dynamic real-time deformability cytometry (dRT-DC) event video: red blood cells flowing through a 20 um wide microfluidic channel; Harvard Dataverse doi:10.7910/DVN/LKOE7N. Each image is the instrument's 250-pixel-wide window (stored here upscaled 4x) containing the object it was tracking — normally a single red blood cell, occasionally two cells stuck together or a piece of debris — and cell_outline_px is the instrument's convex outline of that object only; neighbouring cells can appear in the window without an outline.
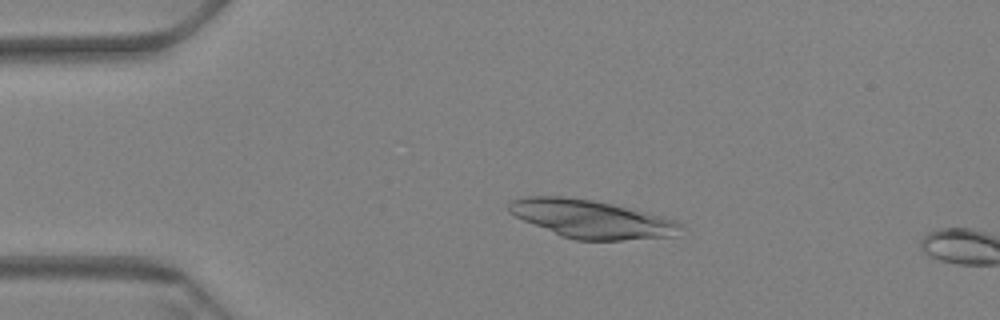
{"species": "Egyptian fruit bat (a non-hibernating species)", "species_latin": "Rousettus aegyptiacus", "temperature_condition": "warm", "stored_images_in_passage": 16, "camera_frame_rate_fps": 3000, "um_per_image_px": 0.085, "animal": {"sex": "female"}, "frame": {"image": 1, "passage_image": 12, "time_ms": 3.667, "image_size_px": [1000, 320], "cell_outline_px": [[684, 228], [676, 236], [620, 240], [576, 240], [560, 236], [524, 220], [508, 212], [508, 204], [512, 200], [524, 196], [564, 196], [592, 200], [612, 204], [676, 220], [684, 224]], "centroid_in_image_um": [50.28, 18.62], "position_along_channel_um": 34.7, "area_um2": 38.03}}